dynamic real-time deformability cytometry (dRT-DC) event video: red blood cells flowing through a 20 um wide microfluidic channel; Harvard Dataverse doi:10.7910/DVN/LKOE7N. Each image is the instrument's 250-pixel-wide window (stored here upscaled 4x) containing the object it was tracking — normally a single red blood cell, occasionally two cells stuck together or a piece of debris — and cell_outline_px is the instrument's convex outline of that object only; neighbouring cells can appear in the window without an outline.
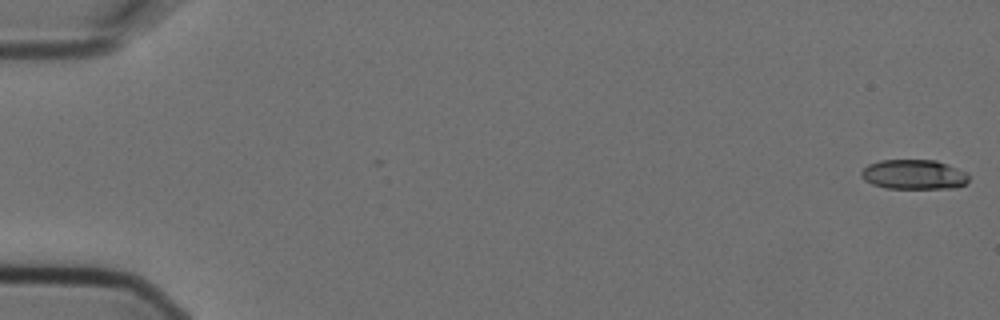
{"species": "Egyptian fruit bat (a non-hibernating species)", "species_latin": "Rousettus aegyptiacus", "temperature_condition": "cold", "stored_images_in_passage": 2, "camera_frame_rate_fps": 3000, "um_per_image_px": 0.085, "animal": {"sex": "female"}, "frame": {"image": 1, "passage_image": 2, "time_ms": 0.333, "image_size_px": [1000, 320], "cell_outline_px": [[968, 180], [964, 184], [956, 188], [884, 188], [872, 184], [864, 180], [860, 176], [860, 172], [868, 164], [880, 160], [936, 160], [948, 164], [968, 172]], "centroid_in_image_um": [77.67, 14.83], "position_along_channel_um": 7.3, "area_um2": 18.79}}